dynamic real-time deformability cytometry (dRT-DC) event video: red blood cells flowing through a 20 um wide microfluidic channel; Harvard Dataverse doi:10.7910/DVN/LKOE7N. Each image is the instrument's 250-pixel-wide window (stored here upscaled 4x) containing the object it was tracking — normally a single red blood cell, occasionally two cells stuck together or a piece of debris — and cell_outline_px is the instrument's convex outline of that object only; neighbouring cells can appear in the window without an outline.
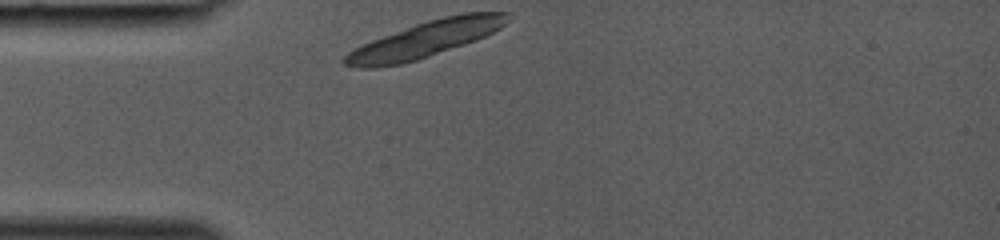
{"species": "common noctule bat (a hibernating species)", "species_latin": "Nyctalus noctula", "temperature_condition": "room temperature", "stored_images_in_passage": 25, "camera_frame_rate_fps": 3000, "um_per_image_px": 0.085, "animal": {"sex": "female", "body_mass_g": 19.0, "forearm_length_mm": 53.3}, "frame": {"image": 1, "passage_image": 1, "time_ms": 0.0, "image_size_px": [1000, 240], "cell_outline_px": [[512, 12], [508, 20], [500, 28], [476, 40], [416, 60], [400, 64], [376, 68], [360, 68], [344, 64], [340, 60], [348, 52], [372, 40], [416, 24], [428, 20], [444, 16], [464, 12]], "centroid_in_image_um": [36.15, 3.34], "position_along_channel_um": 48.8, "area_um2": 33.76}}